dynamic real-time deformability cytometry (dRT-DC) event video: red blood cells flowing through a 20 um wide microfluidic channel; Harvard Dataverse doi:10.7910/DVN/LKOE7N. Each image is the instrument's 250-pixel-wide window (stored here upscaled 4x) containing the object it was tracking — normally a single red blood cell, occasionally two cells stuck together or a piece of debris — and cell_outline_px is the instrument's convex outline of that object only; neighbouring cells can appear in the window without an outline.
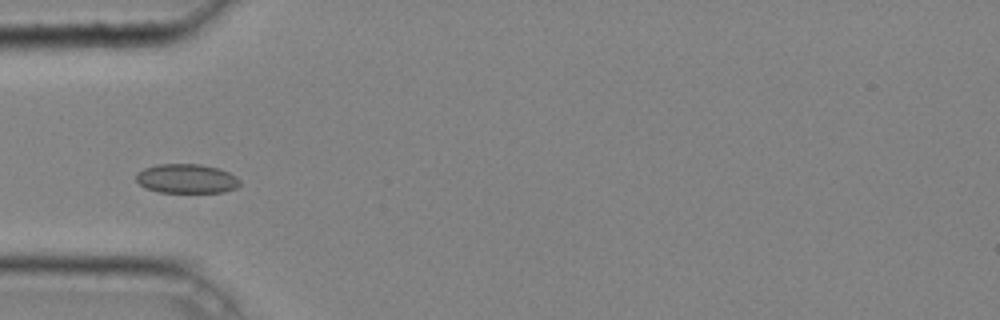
{"species": "common noctule bat (a hibernating species)", "species_latin": "Nyctalus noctula", "temperature_condition": "cold", "stored_images_in_passage": 42, "camera_frame_rate_fps": 3000, "um_per_image_px": 0.085, "animal": {"sex": "male", "body_mass_g": 20.4}, "frame": {"image": 1, "passage_image": 12, "time_ms": 3.667, "image_size_px": [1000, 320], "cell_outline_px": [[240, 184], [236, 188], [224, 192], [160, 192], [148, 188], [140, 184], [136, 180], [136, 172], [144, 168], [156, 164], [200, 164], [216, 168], [228, 172], [236, 176], [240, 180]], "centroid_in_image_um": [15.86, 15.18], "position_along_channel_um": 69.1, "area_um2": 17.63}}
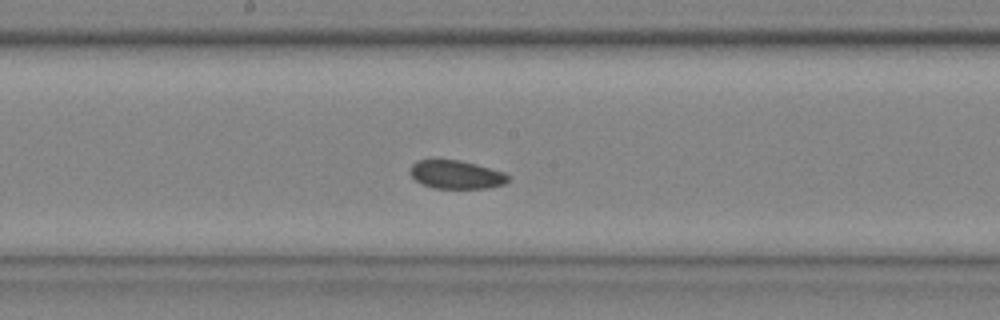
{"frame": {"image": 2, "passage_image": 22, "time_ms": 7.0, "image_size_px": [1000, 320], "cell_outline_px": [[508, 180], [504, 184], [484, 188], [432, 188], [416, 180], [412, 176], [412, 164], [416, 160], [460, 160], [476, 164], [504, 172], [508, 176]], "centroid_in_image_um": [38.79, 14.84], "position_along_channel_um": 209.4, "area_um2": 15.9}}
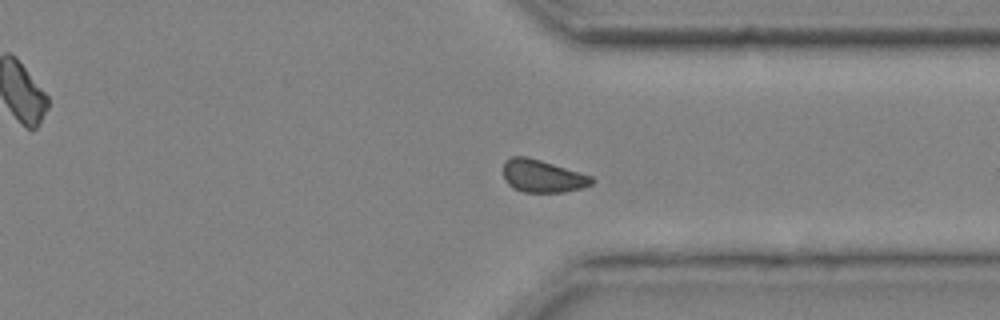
{"frame": {"image": 3, "passage_image": 33, "time_ms": 10.667, "image_size_px": [1000, 320], "cell_outline_px": [[596, 180], [592, 184], [584, 188], [564, 192], [524, 192], [512, 188], [504, 180], [504, 160], [512, 156], [528, 156], [592, 176]], "centroid_in_image_um": [46.12, 14.97], "position_along_channel_um": 365.3, "area_um2": 16.99}, "authors_computed_cell_mechanics": {"area_um2": 16.9354, "velocity_mm_per_s": 4.2298, "shape_relaxation_time_tau1_ms": null, "shape_relaxation_time_tau2_ms": 1.9611, "deformation_change_tau1": null, "deformation_change_tau2": 0.043}}